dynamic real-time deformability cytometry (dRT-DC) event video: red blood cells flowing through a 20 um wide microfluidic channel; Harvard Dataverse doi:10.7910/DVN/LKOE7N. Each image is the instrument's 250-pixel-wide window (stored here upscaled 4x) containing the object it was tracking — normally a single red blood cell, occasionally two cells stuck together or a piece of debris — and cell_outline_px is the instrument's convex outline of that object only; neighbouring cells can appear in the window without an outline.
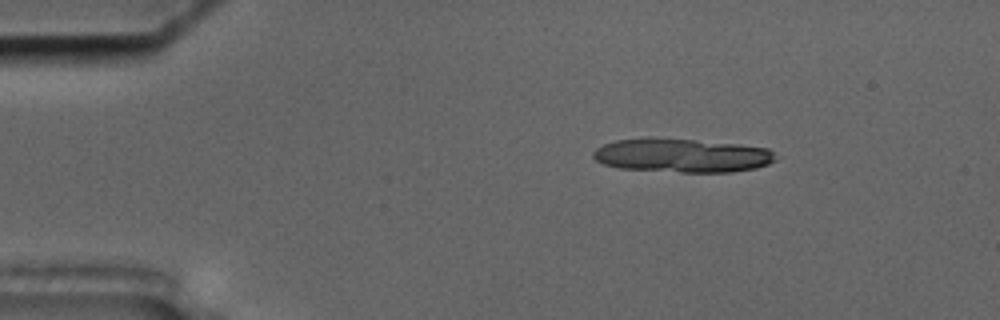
{"species": "common noctule bat (a hibernating species)", "species_latin": "Nyctalus noctula", "temperature_condition": "cold", "stored_images_in_passage": 9, "camera_frame_rate_fps": 3000, "um_per_image_px": 0.085, "animal": {"sex": "male", "body_mass_g": 17.5, "forearm_length_mm": 52.3}, "frame": {"image": 1, "passage_image": 2, "time_ms": 0.333, "image_size_px": [1000, 320], "cell_outline_px": [[776, 160], [768, 164], [756, 168], [732, 172], [680, 172], [620, 168], [604, 164], [596, 160], [592, 156], [592, 152], [596, 148], [604, 144], [616, 140], [692, 140], [736, 144], [768, 148], [772, 152]], "centroid_in_image_um": [58.0, 13.25], "position_along_channel_um": 27.0, "area_um2": 34.97}}